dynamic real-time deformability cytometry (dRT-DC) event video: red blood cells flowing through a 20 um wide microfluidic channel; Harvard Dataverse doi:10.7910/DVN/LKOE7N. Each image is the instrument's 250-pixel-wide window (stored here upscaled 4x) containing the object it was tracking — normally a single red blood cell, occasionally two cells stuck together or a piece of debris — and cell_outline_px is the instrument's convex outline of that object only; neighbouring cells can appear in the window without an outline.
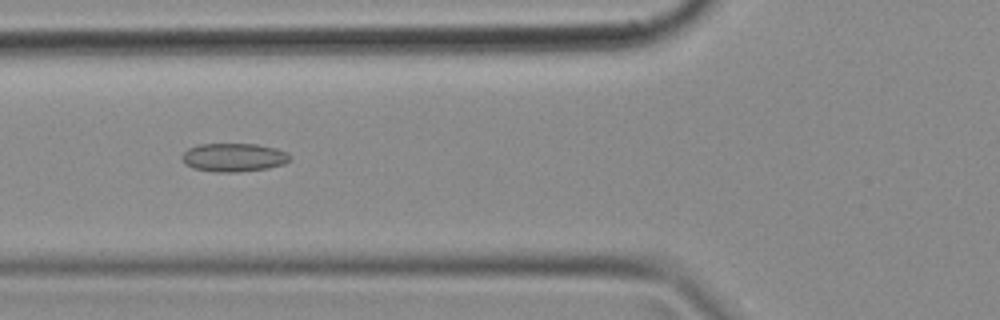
{"species": "common noctule bat (a hibernating species)", "species_latin": "Nyctalus noctula", "temperature_condition": "cold", "stored_images_in_passage": 47, "camera_frame_rate_fps": 3000, "um_per_image_px": 0.085, "animal": {"sex": "female", "body_mass_g": 18.4}, "frame": {"image": 1, "passage_image": 18, "time_ms": 5.667, "image_size_px": [1000, 320], "cell_outline_px": [[288, 160], [284, 164], [268, 168], [236, 172], [216, 172], [192, 168], [184, 164], [180, 156], [188, 148], [200, 144], [256, 144], [276, 148], [288, 152]], "centroid_in_image_um": [19.82, 13.38], "position_along_channel_um": 106.0, "area_um2": 17.92}}
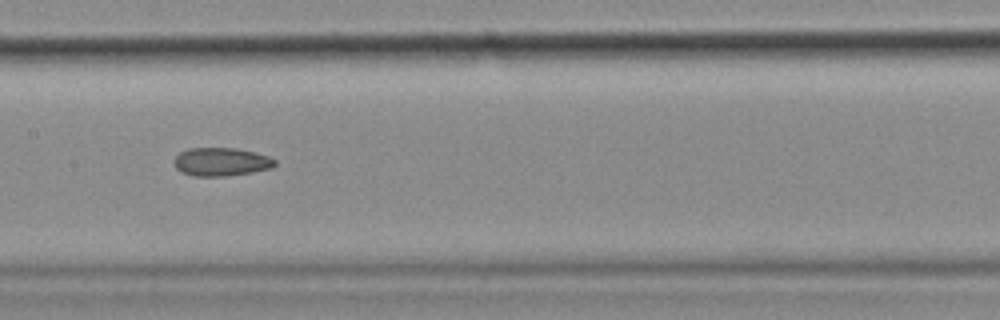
{"frame": {"image": 2, "passage_image": 24, "time_ms": 7.667, "image_size_px": [1000, 320], "cell_outline_px": [[276, 164], [272, 168], [252, 172], [228, 176], [192, 176], [180, 172], [172, 164], [172, 160], [180, 152], [188, 148], [236, 148], [268, 156], [276, 160]], "centroid_in_image_um": [18.75, 13.76], "position_along_channel_um": 188.6, "area_um2": 16.82}}
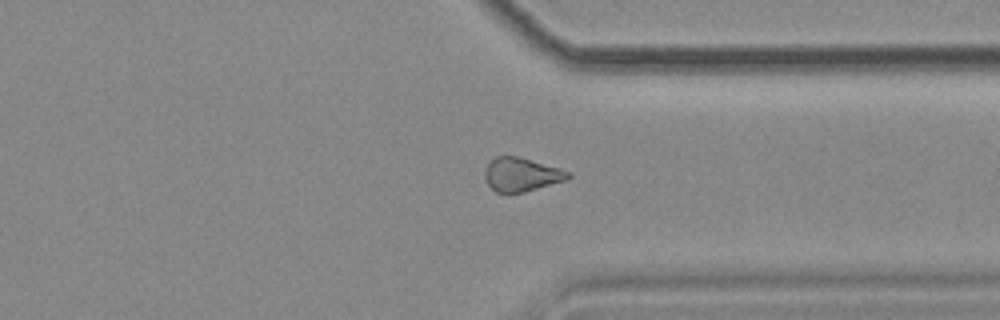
{"frame": {"image": 3, "passage_image": 37, "time_ms": 12.0, "image_size_px": [1000, 320], "cell_outline_px": [[572, 176], [568, 180], [524, 192], [496, 192], [488, 184], [484, 176], [484, 172], [488, 164], [496, 156], [516, 156], [560, 168], [572, 172]], "centroid_in_image_um": [44.37, 14.84], "position_along_channel_um": 367.0, "area_um2": 16.3}}